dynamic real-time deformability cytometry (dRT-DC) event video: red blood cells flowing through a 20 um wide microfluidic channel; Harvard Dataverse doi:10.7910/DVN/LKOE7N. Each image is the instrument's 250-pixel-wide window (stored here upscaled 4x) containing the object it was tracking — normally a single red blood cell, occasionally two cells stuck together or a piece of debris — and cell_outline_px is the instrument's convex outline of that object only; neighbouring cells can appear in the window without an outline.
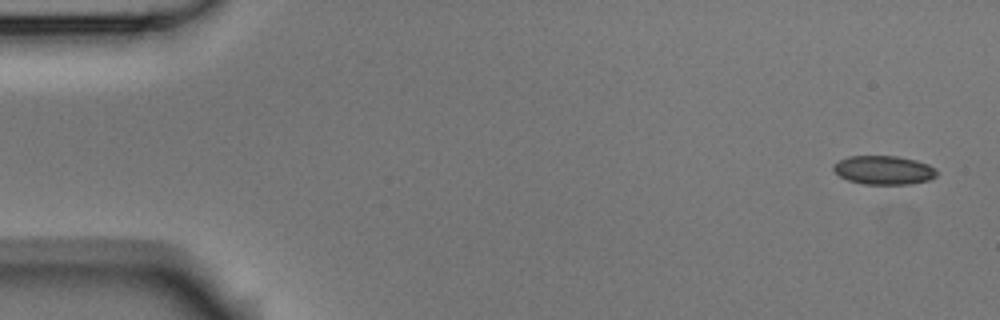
{"species": "Egyptian fruit bat (a non-hibernating species)", "species_latin": "Rousettus aegyptiacus", "temperature_condition": "room temperature", "stored_images_in_passage": 6, "camera_frame_rate_fps": 3000, "um_per_image_px": 0.085, "animal": {"sex": "male"}, "frame": {"image": 1, "passage_image": 1, "time_ms": 0.0, "image_size_px": [1000, 320], "cell_outline_px": [[936, 176], [928, 180], [908, 184], [864, 184], [848, 180], [840, 176], [832, 168], [832, 164], [848, 156], [896, 156], [916, 160], [928, 164], [936, 168]], "centroid_in_image_um": [75.11, 14.45], "position_along_channel_um": 9.9, "area_um2": 17.28}}
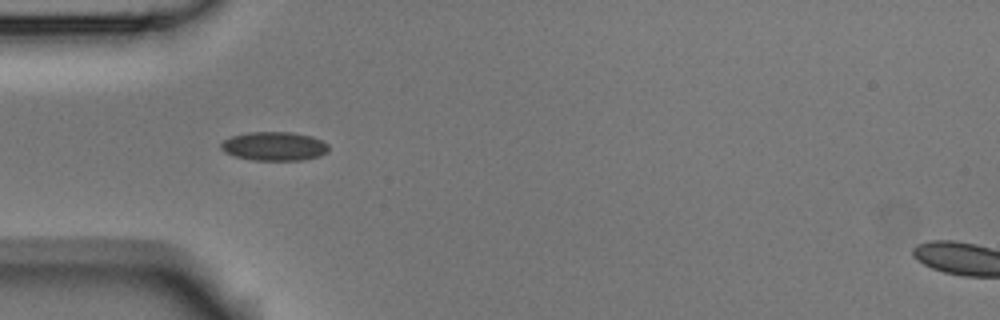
{"frame": {"image": 2, "passage_image": 5, "time_ms": 1.333, "image_size_px": [1000, 320], "cell_outline_px": [[328, 152], [320, 156], [300, 160], [252, 160], [236, 156], [224, 152], [220, 148], [220, 144], [224, 140], [232, 136], [248, 132], [292, 132], [312, 136], [328, 144]], "centroid_in_image_um": [23.31, 12.43], "position_along_channel_um": 61.7, "area_um2": 18.09}}
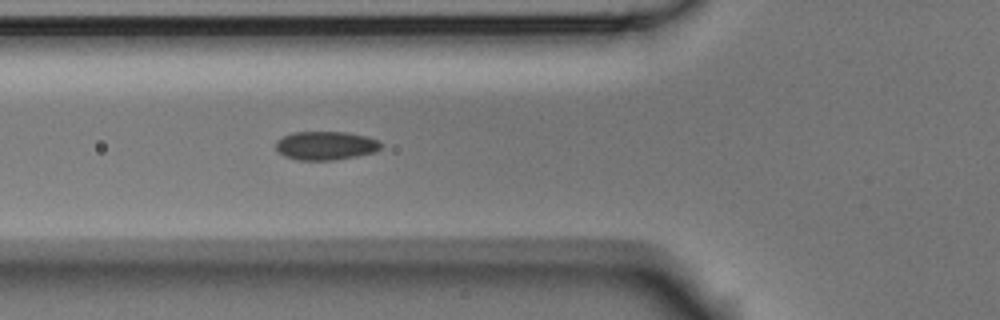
{"frame": {"image": 3, "passage_image": 6, "time_ms": 1.667, "image_size_px": [1000, 320], "cell_outline_px": [[384, 144], [376, 152], [356, 156], [332, 160], [296, 160], [284, 156], [276, 148], [276, 140], [292, 132], [348, 132], [380, 140]], "centroid_in_image_um": [27.7, 12.37], "position_along_channel_um": 98.1, "area_um2": 17.63}}